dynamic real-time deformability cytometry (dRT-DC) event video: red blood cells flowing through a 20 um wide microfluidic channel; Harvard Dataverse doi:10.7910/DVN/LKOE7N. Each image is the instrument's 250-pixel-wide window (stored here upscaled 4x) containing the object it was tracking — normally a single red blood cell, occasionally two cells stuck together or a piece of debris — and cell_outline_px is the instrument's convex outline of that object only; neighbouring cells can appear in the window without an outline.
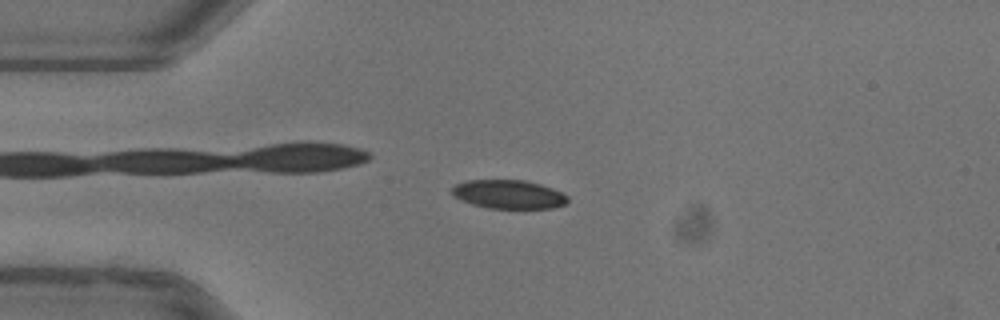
{"species": "common noctule bat (a hibernating species)", "species_latin": "Nyctalus noctula", "temperature_condition": "warm", "stored_images_in_passage": 52, "camera_frame_rate_fps": 3000, "um_per_image_px": 0.085, "animal": {"sex": "female"}, "frame": {"image": 1, "passage_image": 13, "time_ms": 4.0, "image_size_px": [1000, 320], "cell_outline_px": [[568, 204], [552, 208], [488, 208], [472, 204], [452, 196], [452, 188], [456, 184], [464, 180], [524, 180], [540, 184], [552, 188], [568, 196]], "centroid_in_image_um": [43.23, 16.51], "position_along_channel_um": 41.8, "area_um2": 19.42}}
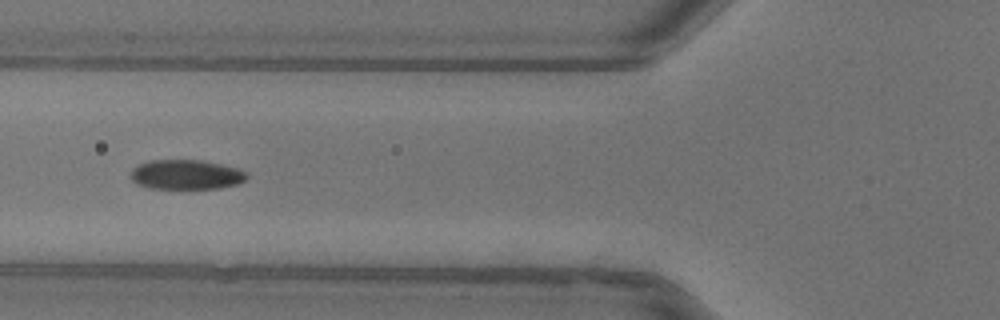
{"frame": {"image": 2, "passage_image": 20, "time_ms": 6.333, "image_size_px": [1000, 320], "cell_outline_px": [[248, 176], [240, 184], [220, 188], [148, 188], [136, 184], [128, 176], [132, 168], [136, 164], [148, 160], [200, 160], [220, 164], [236, 168], [248, 172]], "centroid_in_image_um": [15.77, 14.84], "position_along_channel_um": 110.0, "area_um2": 20.35}}
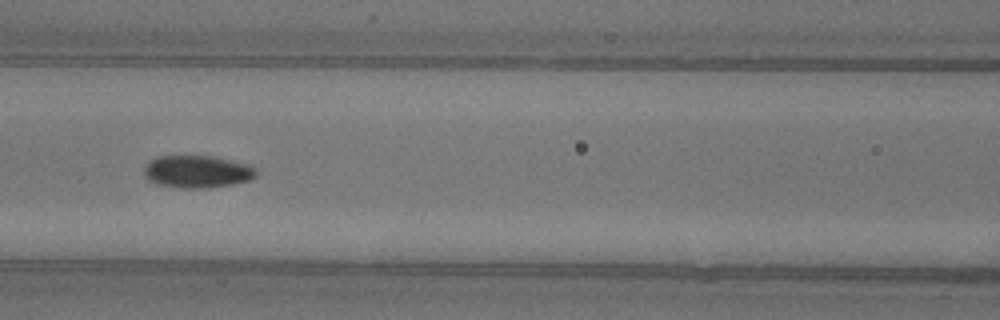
{"frame": {"image": 3, "passage_image": 23, "time_ms": 7.333, "image_size_px": [1000, 320], "cell_outline_px": [[256, 176], [248, 180], [232, 184], [208, 188], [180, 188], [156, 184], [148, 180], [144, 176], [144, 168], [148, 160], [156, 156], [216, 156], [252, 164], [256, 168]], "centroid_in_image_um": [16.76, 14.57], "position_along_channel_um": 149.8, "area_um2": 21.62}, "authors_computed_cell_mechanics": {"area_um2": 19.9699, "velocity_mm_per_s": 3.9478, "shape_relaxation_time_tau1_ms": 4.1276, "shape_relaxation_time_tau2_ms": 1.0944, "deformation_change_tau1": 0.137, "deformation_change_tau2": 0.0449}}